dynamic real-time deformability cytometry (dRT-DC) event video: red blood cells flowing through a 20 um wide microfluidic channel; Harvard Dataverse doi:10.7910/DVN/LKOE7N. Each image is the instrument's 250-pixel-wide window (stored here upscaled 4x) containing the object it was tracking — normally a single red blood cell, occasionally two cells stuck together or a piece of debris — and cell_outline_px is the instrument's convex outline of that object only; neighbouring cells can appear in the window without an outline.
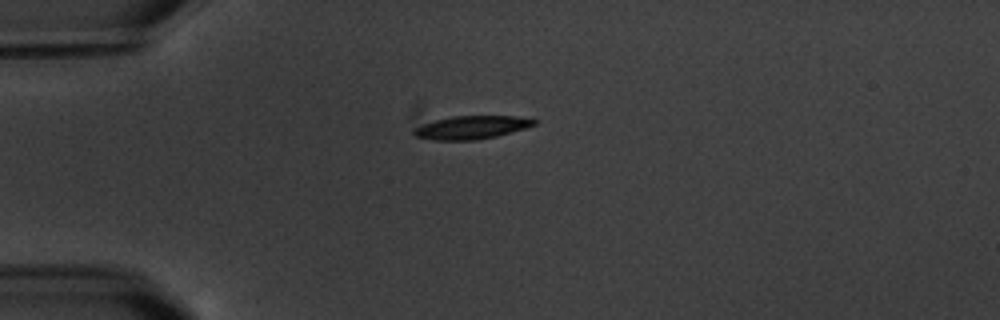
{"species": "common noctule bat (a hibernating species)", "species_latin": "Nyctalus noctula", "temperature_condition": "warm", "stored_images_in_passage": 13, "camera_frame_rate_fps": 3000, "um_per_image_px": 0.085, "animal": {"sex": "male", "body_mass_g": 20.1, "forearm_length_mm": 53.5}, "frame": {"image": 1, "passage_image": 1, "time_ms": 0.0, "image_size_px": [1000, 320], "cell_outline_px": [[540, 120], [536, 124], [524, 128], [496, 136], [476, 140], [432, 140], [416, 136], [412, 132], [412, 128], [436, 120], [452, 116], [512, 116]], "centroid_in_image_um": [40.06, 10.83], "position_along_channel_um": 44.9, "area_um2": 16.13}}
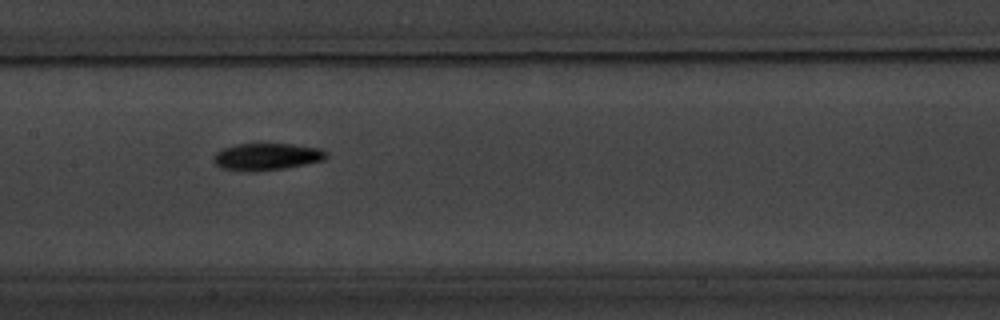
{"frame": {"image": 2, "passage_image": 5, "time_ms": 4.667, "image_size_px": [1000, 320], "cell_outline_px": [[328, 156], [324, 160], [284, 168], [256, 172], [220, 168], [212, 160], [212, 156], [220, 148], [236, 144], [292, 144], [320, 148], [328, 152]], "centroid_in_image_um": [22.64, 13.31], "position_along_channel_um": 184.8, "area_um2": 17.92}}
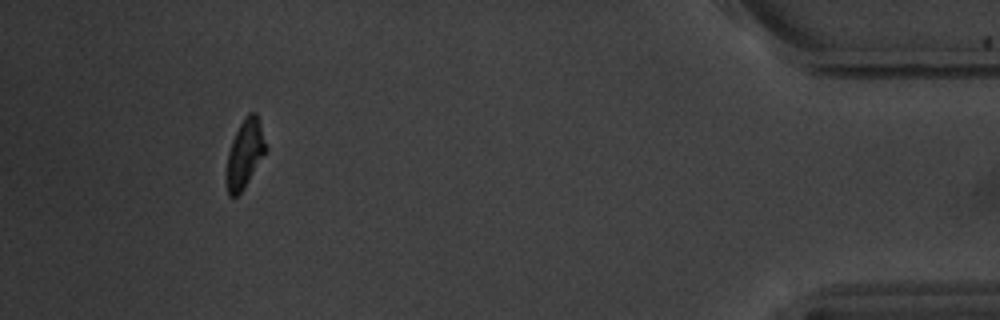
{"frame": {"image": 3, "passage_image": 12, "time_ms": 13.0, "image_size_px": [1000, 320], "cell_outline_px": [[268, 148], [244, 188], [236, 196], [228, 196], [224, 180], [224, 176], [228, 152], [232, 140], [244, 116], [248, 112], [256, 112]], "centroid_in_image_um": [20.77, 13.09], "position_along_channel_um": 414.4, "area_um2": 15.9}, "authors_computed_cell_mechanics": {"area_um2": 16.6464, "velocity_mm_per_s": 3.4646, "shape_relaxation_time_tau1_ms": 2.1242, "shape_relaxation_time_tau2_ms": null, "deformation_change_tau1": 0.0883, "deformation_change_tau2": null}}